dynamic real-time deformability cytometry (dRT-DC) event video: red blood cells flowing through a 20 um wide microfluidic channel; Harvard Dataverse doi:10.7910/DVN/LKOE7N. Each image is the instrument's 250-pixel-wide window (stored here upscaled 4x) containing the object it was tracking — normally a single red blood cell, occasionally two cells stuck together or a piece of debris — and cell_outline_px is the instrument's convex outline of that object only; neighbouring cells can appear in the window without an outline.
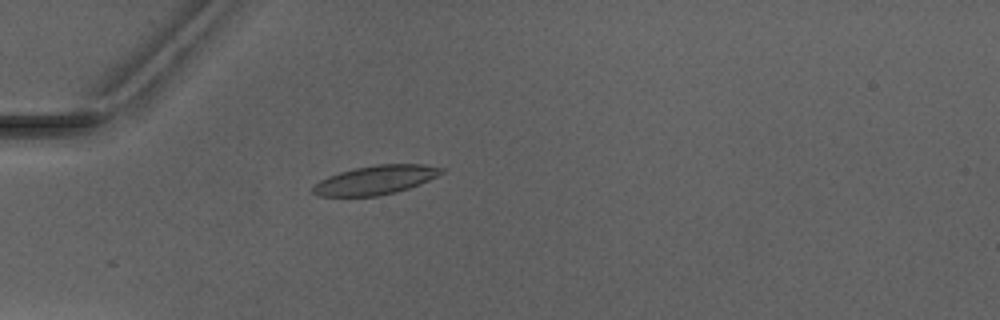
{"species": "Egyptian fruit bat (a non-hibernating species)", "species_latin": "Rousettus aegyptiacus", "temperature_condition": "warm", "stored_images_in_passage": 4, "camera_frame_rate_fps": 3000, "um_per_image_px": 0.085, "animal": {"sex": "male"}, "frame": {"image": 1, "passage_image": 4, "time_ms": 3.333, "image_size_px": [1000, 320], "cell_outline_px": [[444, 172], [420, 184], [396, 192], [376, 196], [320, 196], [312, 192], [312, 188], [320, 180], [328, 176], [340, 172], [356, 168], [376, 164], [424, 164], [444, 168]], "centroid_in_image_um": [31.93, 15.29], "position_along_channel_um": 53.1, "area_um2": 21.5}}